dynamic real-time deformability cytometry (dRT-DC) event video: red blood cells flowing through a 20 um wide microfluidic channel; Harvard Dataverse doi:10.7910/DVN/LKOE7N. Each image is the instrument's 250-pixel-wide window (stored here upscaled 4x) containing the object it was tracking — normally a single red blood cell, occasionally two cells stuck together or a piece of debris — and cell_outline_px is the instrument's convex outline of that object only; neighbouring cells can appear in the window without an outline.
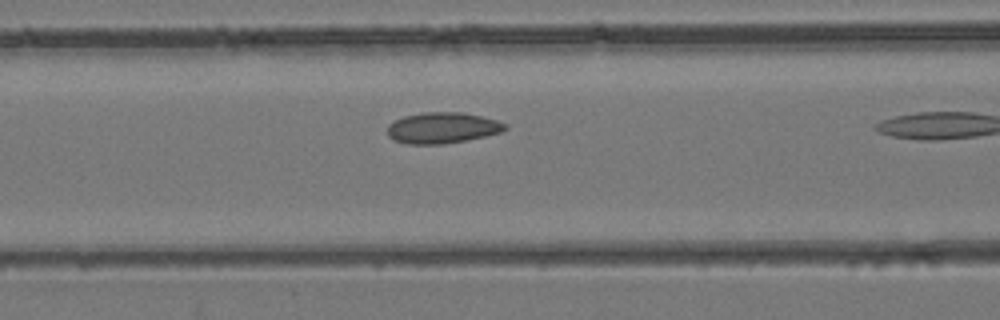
{"species": "common noctule bat (a hibernating species)", "species_latin": "Nyctalus noctula", "temperature_condition": "room temperature", "stored_images_in_passage": 11, "camera_frame_rate_fps": 3000, "um_per_image_px": 0.085, "animal": {"sex": "female", "body_mass_g": 24.6, "forearm_length_mm": 56.2}, "frame": {"image": 1, "passage_image": 10, "time_ms": 3.0, "image_size_px": [1000, 320], "cell_outline_px": [[508, 128], [500, 132], [484, 136], [444, 144], [408, 144], [392, 140], [388, 136], [388, 124], [404, 116], [424, 112], [464, 112], [496, 120], [508, 124]], "centroid_in_image_um": [37.59, 10.86], "position_along_channel_um": 129.0, "area_um2": 21.21}}